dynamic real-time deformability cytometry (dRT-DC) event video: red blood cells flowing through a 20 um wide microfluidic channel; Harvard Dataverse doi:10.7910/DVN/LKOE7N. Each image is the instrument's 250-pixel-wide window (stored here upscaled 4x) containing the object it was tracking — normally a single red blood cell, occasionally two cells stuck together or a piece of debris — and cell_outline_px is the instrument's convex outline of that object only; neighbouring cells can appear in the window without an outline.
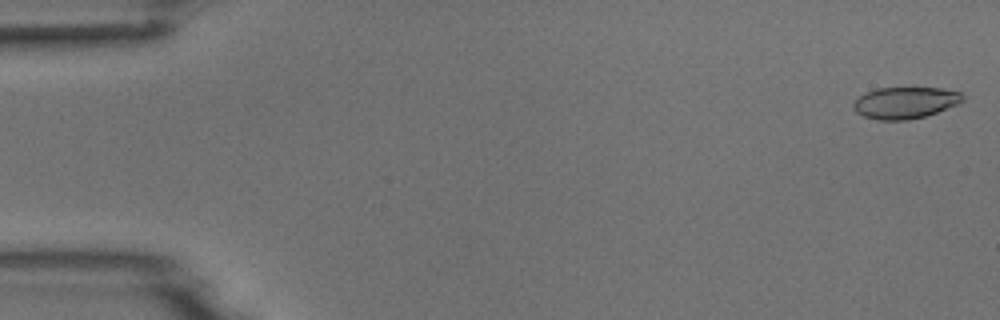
{"species": "common noctule bat (a hibernating species)", "species_latin": "Nyctalus noctula", "temperature_condition": "room temperature", "stored_images_in_passage": 53, "camera_frame_rate_fps": 3000, "um_per_image_px": 0.085, "animal": {"sex": "male", "body_mass_g": 18.8}, "frame": {"image": 1, "passage_image": 1, "time_ms": 0.0, "image_size_px": [1000, 320], "cell_outline_px": [[964, 100], [960, 104], [924, 116], [908, 120], [880, 120], [864, 116], [856, 112], [852, 108], [852, 104], [860, 96], [876, 88], [940, 88], [960, 92], [964, 96]], "centroid_in_image_um": [76.95, 8.73], "position_along_channel_um": 8.0, "area_um2": 20.06}}
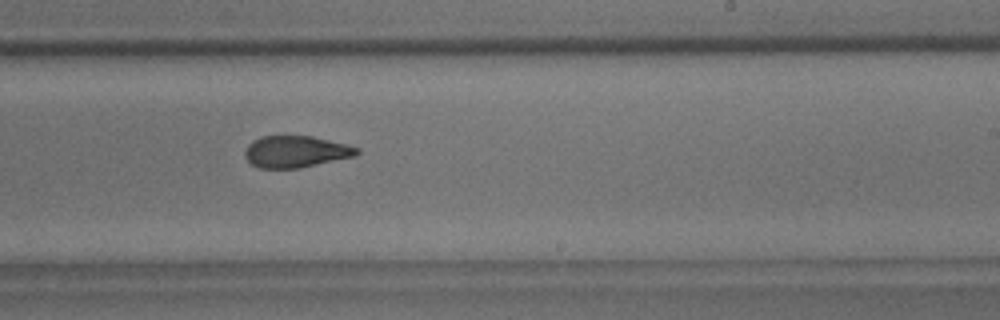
{"frame": {"image": 2, "passage_image": 32, "time_ms": 10.333, "image_size_px": [1000, 320], "cell_outline_px": [[360, 152], [356, 156], [300, 168], [260, 168], [252, 164], [244, 156], [244, 152], [248, 144], [252, 140], [264, 136], [312, 136], [360, 148]], "centroid_in_image_um": [25.14, 12.89], "position_along_channel_um": 263.9, "area_um2": 20.63}}
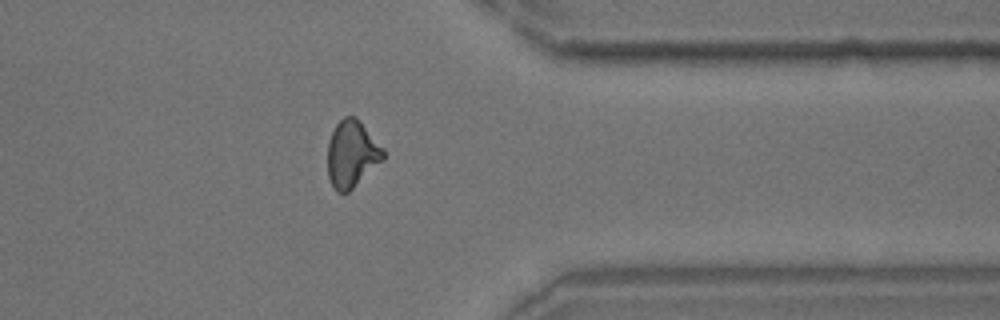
{"frame": {"image": 3, "passage_image": 42, "time_ms": 13.667, "image_size_px": [1000, 320], "cell_outline_px": [[384, 160], [348, 192], [336, 192], [328, 176], [328, 140], [336, 124], [344, 116], [356, 116], [360, 120], [384, 148]], "centroid_in_image_um": [29.92, 13.06], "position_along_channel_um": 381.5, "area_um2": 21.79}}